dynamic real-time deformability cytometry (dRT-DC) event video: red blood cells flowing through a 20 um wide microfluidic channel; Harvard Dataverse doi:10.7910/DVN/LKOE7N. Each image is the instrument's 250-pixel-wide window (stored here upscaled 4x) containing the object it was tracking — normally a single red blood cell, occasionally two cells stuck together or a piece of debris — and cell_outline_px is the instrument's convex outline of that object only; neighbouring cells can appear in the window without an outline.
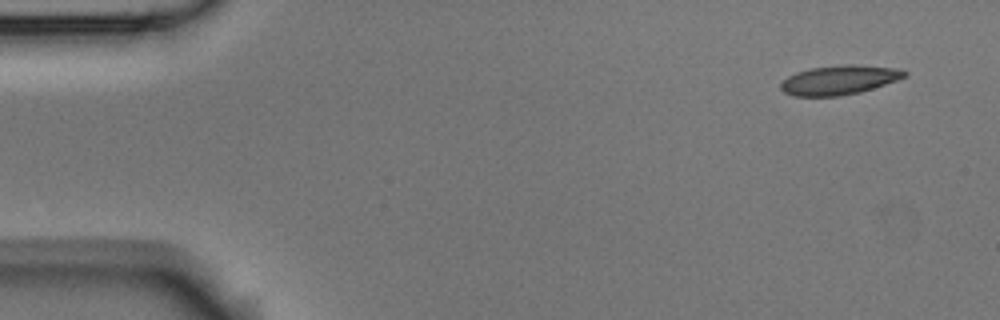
{"species": "Egyptian fruit bat (a non-hibernating species)", "species_latin": "Rousettus aegyptiacus", "temperature_condition": "room temperature", "stored_images_in_passage": 12, "camera_frame_rate_fps": 3000, "um_per_image_px": 0.085, "animal": {"sex": "male"}, "frame": {"image": 1, "passage_image": 1, "time_ms": 0.0, "image_size_px": [1000, 320], "cell_outline_px": [[908, 76], [860, 92], [840, 96], [792, 96], [784, 92], [780, 88], [780, 84], [788, 76], [796, 72], [812, 68], [840, 64], [856, 64], [900, 68], [908, 72]], "centroid_in_image_um": [71.35, 6.78], "position_along_channel_um": 13.7, "area_um2": 21.27}}
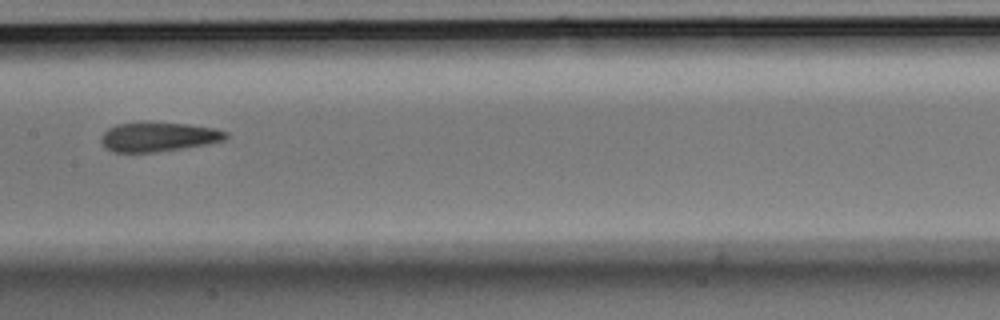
{"frame": {"image": 2, "passage_image": 7, "time_ms": 8.0, "image_size_px": [1000, 320], "cell_outline_px": [[228, 136], [224, 140], [208, 144], [152, 152], [112, 152], [100, 140], [104, 132], [108, 128], [116, 124], [144, 120], [188, 124], [216, 128], [228, 132]], "centroid_in_image_um": [13.47, 11.59], "position_along_channel_um": 193.9, "area_um2": 21.68}}
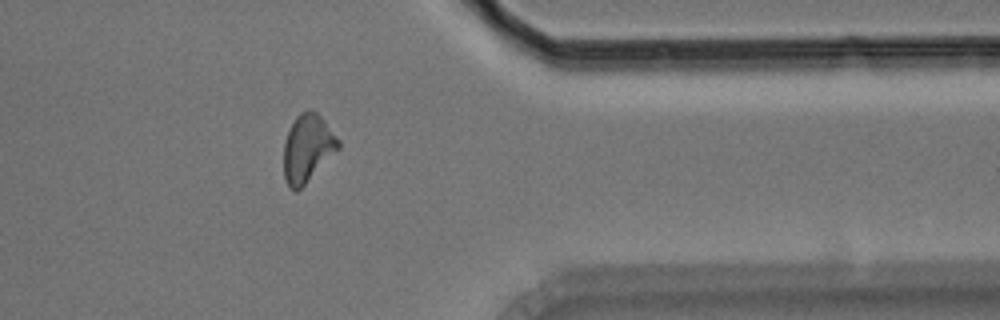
{"frame": {"image": 3, "passage_image": 12, "time_ms": 13.667, "image_size_px": [1000, 320], "cell_outline_px": [[340, 148], [296, 192], [288, 188], [284, 176], [284, 144], [288, 132], [296, 116], [300, 112], [308, 108], [316, 112], [324, 120], [340, 140]], "centroid_in_image_um": [26.14, 12.58], "position_along_channel_um": 385.3, "area_um2": 21.39}, "authors_computed_cell_mechanics": {"area_um2": 21.3571, "velocity_mm_per_s": 3.6146, "shape_relaxation_time_tau1_ms": 9.2103, "shape_relaxation_time_tau2_ms": 3.5323, "deformation_change_tau1": 0.1626, "deformation_change_tau2": 0.0788}}